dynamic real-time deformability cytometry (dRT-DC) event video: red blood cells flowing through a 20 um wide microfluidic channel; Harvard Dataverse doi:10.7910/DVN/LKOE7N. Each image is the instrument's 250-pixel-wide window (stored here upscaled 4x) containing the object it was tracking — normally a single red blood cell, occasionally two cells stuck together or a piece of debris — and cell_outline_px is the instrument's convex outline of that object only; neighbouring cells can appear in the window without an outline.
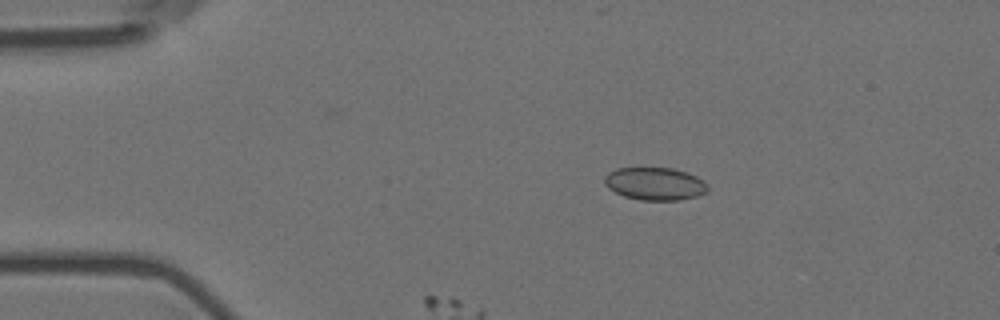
{"species": "Egyptian fruit bat (a non-hibernating species)", "species_latin": "Rousettus aegyptiacus", "temperature_condition": "room temperature", "stored_images_in_passage": 5, "camera_frame_rate_fps": 3000, "um_per_image_px": 0.085, "animal": {"sex": "female"}, "frame": {"image": 1, "passage_image": 2, "time_ms": 0.333, "image_size_px": [1000, 320], "cell_outline_px": [[708, 192], [696, 196], [680, 200], [640, 200], [624, 196], [608, 188], [604, 184], [604, 176], [608, 172], [616, 168], [672, 168], [688, 172], [704, 180], [708, 184]], "centroid_in_image_um": [55.68, 15.61], "position_along_channel_um": 29.3, "area_um2": 19.88}}
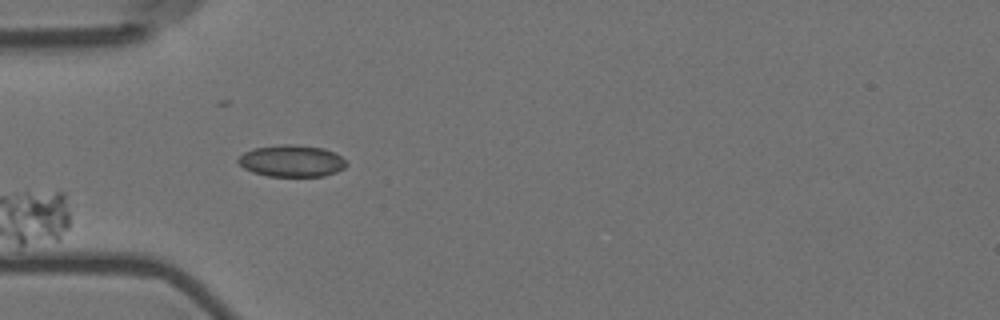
{"frame": {"image": 2, "passage_image": 4, "time_ms": 1.0, "image_size_px": [1000, 320], "cell_outline_px": [[348, 164], [344, 168], [336, 172], [324, 176], [268, 176], [252, 172], [244, 168], [236, 160], [244, 152], [252, 148], [284, 144], [292, 144], [324, 148], [340, 156]], "centroid_in_image_um": [24.77, 13.68], "position_along_channel_um": 60.2, "area_um2": 20.0}}